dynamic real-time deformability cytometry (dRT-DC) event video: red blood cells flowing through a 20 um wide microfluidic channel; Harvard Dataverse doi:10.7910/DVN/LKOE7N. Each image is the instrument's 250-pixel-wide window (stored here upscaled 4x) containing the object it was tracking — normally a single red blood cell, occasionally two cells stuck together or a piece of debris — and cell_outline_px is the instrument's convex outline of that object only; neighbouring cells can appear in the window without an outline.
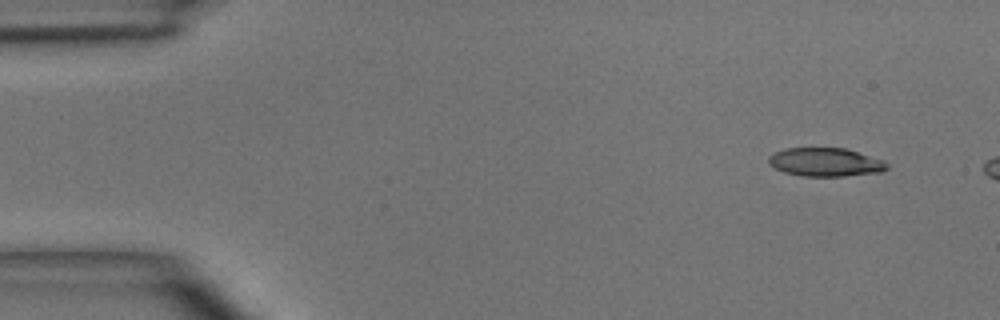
{"species": "common noctule bat (a hibernating species)", "species_latin": "Nyctalus noctula", "temperature_condition": "room temperature", "stored_images_in_passage": 3, "camera_frame_rate_fps": 3000, "um_per_image_px": 0.085, "animal": {"sex": "male", "body_mass_g": 15.6}, "frame": {"image": 1, "passage_image": 1, "time_ms": 0.0, "image_size_px": [1000, 320], "cell_outline_px": [[888, 168], [880, 172], [844, 176], [800, 176], [784, 172], [768, 164], [768, 156], [772, 152], [784, 148], [844, 148], [884, 160], [888, 164]], "centroid_in_image_um": [70.12, 13.78], "position_along_channel_um": 14.9, "area_um2": 19.77}}